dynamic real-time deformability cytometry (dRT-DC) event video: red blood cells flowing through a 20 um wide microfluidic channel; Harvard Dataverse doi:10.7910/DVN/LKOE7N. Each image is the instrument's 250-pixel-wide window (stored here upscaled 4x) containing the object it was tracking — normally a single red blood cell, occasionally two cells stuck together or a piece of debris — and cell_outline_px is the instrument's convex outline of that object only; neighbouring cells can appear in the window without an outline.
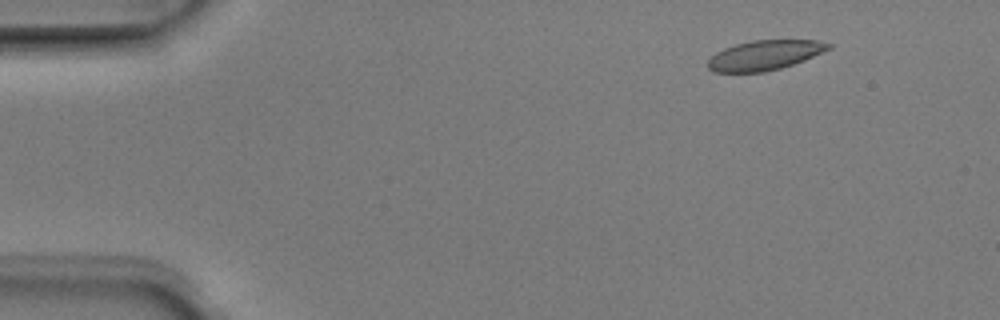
{"species": "Egyptian fruit bat (a non-hibernating species)", "species_latin": "Rousettus aegyptiacus", "temperature_condition": "room temperature", "stored_images_in_passage": 3, "camera_frame_rate_fps": 3000, "um_per_image_px": 0.085, "animal": {"sex": "male"}, "frame": {"image": 1, "passage_image": 1, "time_ms": 0.0, "image_size_px": [1000, 320], "cell_outline_px": [[832, 48], [804, 60], [780, 68], [764, 72], [712, 72], [708, 68], [708, 60], [716, 52], [724, 48], [736, 44], [752, 40], [816, 40], [832, 44]], "centroid_in_image_um": [64.99, 4.69], "position_along_channel_um": 20.0, "area_um2": 20.87}}
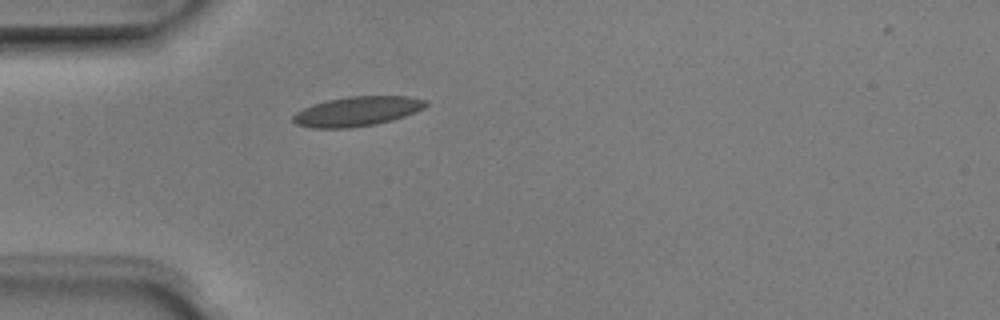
{"frame": {"image": 2, "passage_image": 3, "time_ms": 0.667, "image_size_px": [1000, 320], "cell_outline_px": [[428, 104], [424, 108], [416, 112], [392, 120], [376, 124], [348, 128], [308, 128], [296, 124], [292, 120], [292, 116], [296, 112], [304, 108], [328, 100], [348, 96], [408, 96], [428, 100]], "centroid_in_image_um": [30.38, 9.46], "position_along_channel_um": 54.6, "area_um2": 22.95}}